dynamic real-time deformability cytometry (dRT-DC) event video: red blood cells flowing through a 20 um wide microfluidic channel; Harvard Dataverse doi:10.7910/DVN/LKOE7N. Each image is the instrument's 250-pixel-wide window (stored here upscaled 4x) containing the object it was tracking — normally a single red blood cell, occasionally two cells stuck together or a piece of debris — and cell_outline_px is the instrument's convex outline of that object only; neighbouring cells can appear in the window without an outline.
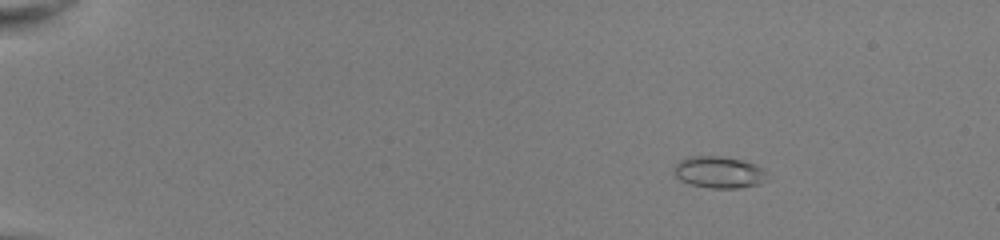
{"species": "common noctule bat (a hibernating species)", "species_latin": "Nyctalus noctula", "temperature_condition": "room temperature", "stored_images_in_passage": 49, "camera_frame_rate_fps": 3000, "um_per_image_px": 0.085, "animal": {"sex": "female", "body_mass_g": 22.0, "forearm_length_mm": 56.7}, "frame": {"image": 1, "passage_image": 5, "time_ms": 1.333, "image_size_px": [1000, 240], "cell_outline_px": [[768, 180], [760, 184], [740, 188], [712, 188], [688, 184], [680, 180], [672, 172], [672, 168], [680, 160], [688, 156], [720, 156], [744, 160], [756, 164], [764, 168], [768, 172]], "centroid_in_image_um": [61.14, 14.64], "position_along_channel_um": 23.9, "area_um2": 17.74}}
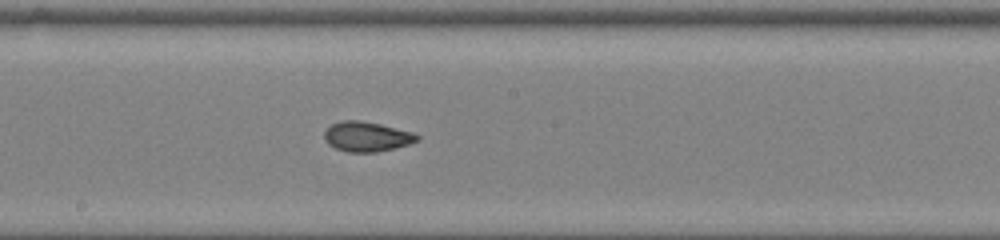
{"frame": {"image": 2, "passage_image": 28, "time_ms": 9.0, "image_size_px": [1000, 240], "cell_outline_px": [[420, 140], [396, 148], [376, 152], [348, 152], [336, 148], [328, 144], [324, 140], [324, 132], [332, 124], [340, 120], [360, 120], [380, 124], [412, 132], [420, 136]], "centroid_in_image_um": [31.17, 11.61], "position_along_channel_um": 217.0, "area_um2": 16.18}}
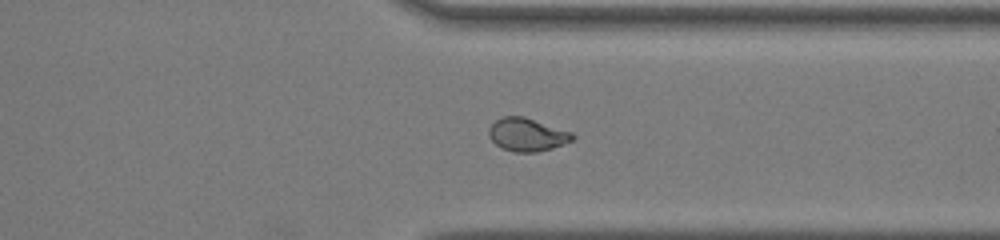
{"frame": {"image": 3, "passage_image": 39, "time_ms": 12.667, "image_size_px": [1000, 240], "cell_outline_px": [[576, 136], [572, 140], [552, 148], [536, 152], [512, 152], [496, 144], [488, 136], [488, 128], [496, 120], [504, 116], [524, 116], [572, 132]], "centroid_in_image_um": [44.79, 11.44], "position_along_channel_um": 366.6, "area_um2": 16.07}, "authors_computed_cell_mechanics": {"area_um2": 16.473, "velocity_mm_per_s": 4.0587, "shape_relaxation_time_tau1_ms": 10.6114, "shape_relaxation_time_tau2_ms": 0.8893, "deformation_change_tau1": 0.2418, "deformation_change_tau2": 0.0595}}